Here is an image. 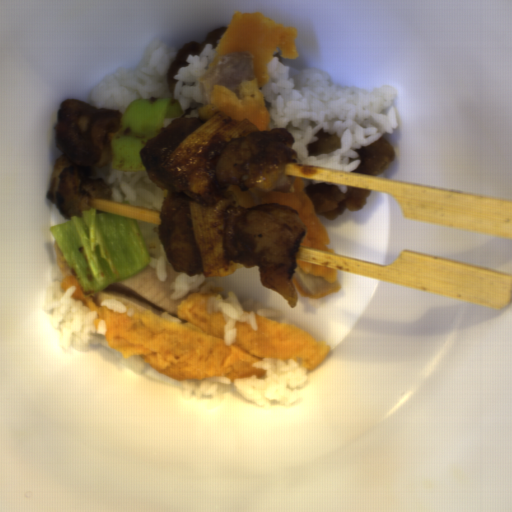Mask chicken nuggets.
<instances>
[{
  "instance_id": "2",
  "label": "chicken nuggets",
  "mask_w": 512,
  "mask_h": 512,
  "mask_svg": "<svg viewBox=\"0 0 512 512\" xmlns=\"http://www.w3.org/2000/svg\"><path fill=\"white\" fill-rule=\"evenodd\" d=\"M123 115L120 110L96 109L81 100H61L55 134L63 153L55 159L46 199L66 221L94 209L96 199L112 197L105 180L91 177L96 176V168L112 162L107 135L117 133Z\"/></svg>"
},
{
  "instance_id": "3",
  "label": "chicken nuggets",
  "mask_w": 512,
  "mask_h": 512,
  "mask_svg": "<svg viewBox=\"0 0 512 512\" xmlns=\"http://www.w3.org/2000/svg\"><path fill=\"white\" fill-rule=\"evenodd\" d=\"M207 122L203 118L179 115L139 151L148 177L167 192L160 211L161 224L157 228L160 245L172 269L190 277L204 275L191 201L175 188L161 168L182 142Z\"/></svg>"
},
{
  "instance_id": "1",
  "label": "chicken nuggets",
  "mask_w": 512,
  "mask_h": 512,
  "mask_svg": "<svg viewBox=\"0 0 512 512\" xmlns=\"http://www.w3.org/2000/svg\"><path fill=\"white\" fill-rule=\"evenodd\" d=\"M294 141L282 128L232 140L224 146L215 170L221 193L215 210L226 229V259L236 266H257L261 285L276 291L292 309L299 297L293 276L295 255L306 233L304 221L298 211L277 203L244 208L230 186L242 192L287 189L292 177H287L286 165L299 160Z\"/></svg>"
}]
</instances>
